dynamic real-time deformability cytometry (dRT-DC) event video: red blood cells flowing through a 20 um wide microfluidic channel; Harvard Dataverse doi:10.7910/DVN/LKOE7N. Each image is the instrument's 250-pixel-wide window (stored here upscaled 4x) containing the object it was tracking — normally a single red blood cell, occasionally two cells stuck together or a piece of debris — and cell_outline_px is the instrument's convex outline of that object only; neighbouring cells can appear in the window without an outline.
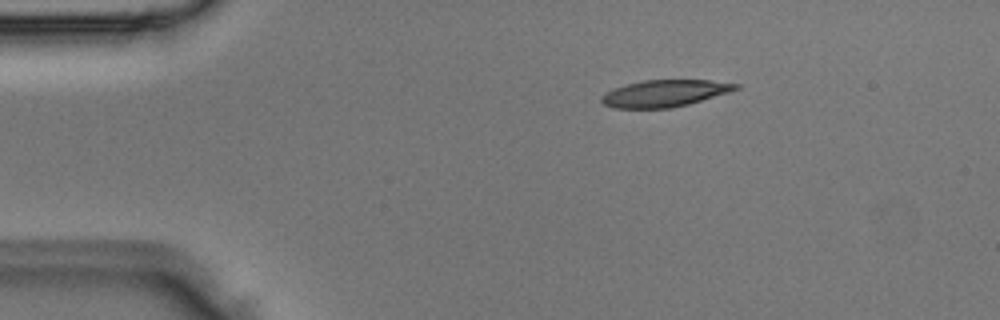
{"species": "Egyptian fruit bat (a non-hibernating species)", "species_latin": "Rousettus aegyptiacus", "temperature_condition": "room temperature", "stored_images_in_passage": 2, "camera_frame_rate_fps": 3000, "um_per_image_px": 0.085, "animal": {"sex": "male"}, "frame": {"image": 1, "passage_image": 2, "time_ms": 0.333, "image_size_px": [1000, 320], "cell_outline_px": [[740, 88], [728, 92], [688, 104], [672, 108], [616, 108], [604, 104], [600, 100], [600, 96], [616, 88], [628, 84], [644, 80], [708, 80], [740, 84]], "centroid_in_image_um": [56.5, 7.93], "position_along_channel_um": 28.5, "area_um2": 20.69}}